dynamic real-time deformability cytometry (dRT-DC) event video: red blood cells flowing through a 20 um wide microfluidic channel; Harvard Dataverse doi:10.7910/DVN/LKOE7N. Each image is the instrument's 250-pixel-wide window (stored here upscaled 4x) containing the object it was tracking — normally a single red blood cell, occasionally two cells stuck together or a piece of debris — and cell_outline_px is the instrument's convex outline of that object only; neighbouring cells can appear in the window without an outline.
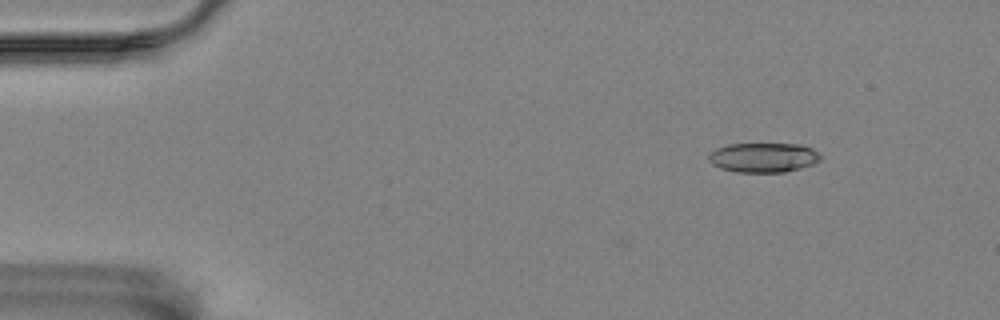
{"species": "Egyptian fruit bat (a non-hibernating species)", "species_latin": "Rousettus aegyptiacus", "temperature_condition": "room temperature", "stored_images_in_passage": 7, "camera_frame_rate_fps": 3000, "um_per_image_px": 0.085, "animal": {"sex": "female"}, "frame": {"image": 1, "passage_image": 4, "time_ms": 4.333, "image_size_px": [1000, 320], "cell_outline_px": [[820, 160], [812, 164], [800, 168], [784, 172], [736, 172], [720, 168], [712, 164], [708, 160], [708, 156], [716, 148], [728, 144], [800, 144], [812, 148], [820, 156]], "centroid_in_image_um": [64.86, 13.39], "position_along_channel_um": 20.1, "area_um2": 19.19}}
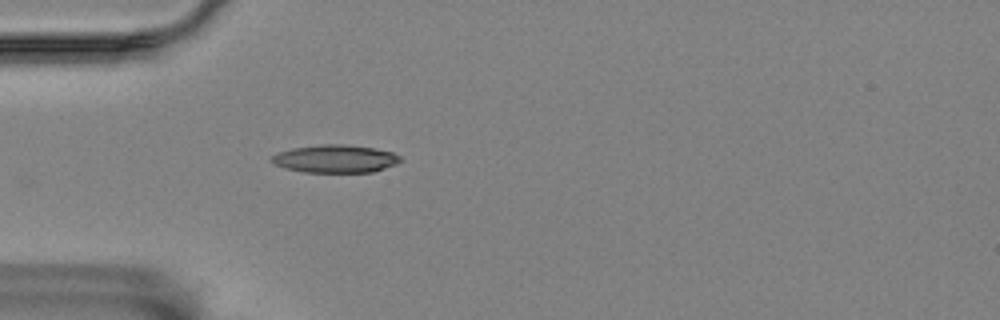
{"frame": {"image": 2, "passage_image": 7, "time_ms": 7.667, "image_size_px": [1000, 320], "cell_outline_px": [[404, 160], [396, 164], [372, 172], [304, 172], [284, 168], [272, 164], [268, 160], [276, 152], [292, 148], [320, 144], [344, 144], [376, 148], [392, 152], [400, 156]], "centroid_in_image_um": [28.46, 13.49], "position_along_channel_um": 56.5, "area_um2": 21.21}}